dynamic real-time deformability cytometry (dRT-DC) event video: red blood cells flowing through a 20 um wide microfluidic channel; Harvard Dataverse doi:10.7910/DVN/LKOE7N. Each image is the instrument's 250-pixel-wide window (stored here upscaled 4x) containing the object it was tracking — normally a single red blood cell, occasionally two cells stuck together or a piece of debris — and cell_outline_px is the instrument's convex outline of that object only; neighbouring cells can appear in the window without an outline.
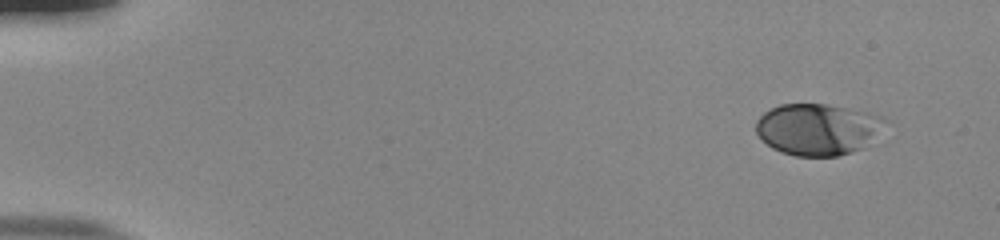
{"species": "human", "species_latin": "Homo sapiens", "temperature_condition": "room temperature", "stored_images_in_passage": 51, "camera_frame_rate_fps": 3000, "um_per_image_px": 0.085, "donor": {"sex": "male"}, "frame": {"image": 1, "passage_image": 1, "time_ms": 0.0, "image_size_px": [1000, 240], "cell_outline_px": [[892, 124], [860, 148], [852, 152], [836, 156], [796, 156], [780, 152], [772, 148], [756, 132], [756, 120], [764, 112], [780, 104], [824, 104], [884, 116]], "centroid_in_image_um": [69.54, 10.99], "position_along_channel_um": 15.5, "area_um2": 38.78}}
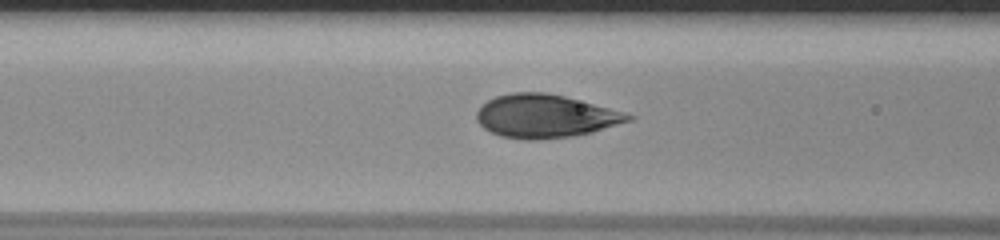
{"frame": {"image": 2, "passage_image": 20, "time_ms": 6.333, "image_size_px": [1000, 240], "cell_outline_px": [[636, 116], [632, 120], [592, 132], [572, 136], [536, 140], [524, 140], [500, 136], [484, 128], [476, 120], [476, 112], [488, 100], [496, 96], [512, 92], [544, 92], [564, 96], [624, 112]], "centroid_in_image_um": [46.33, 9.88], "position_along_channel_um": 120.3, "area_um2": 38.03}}
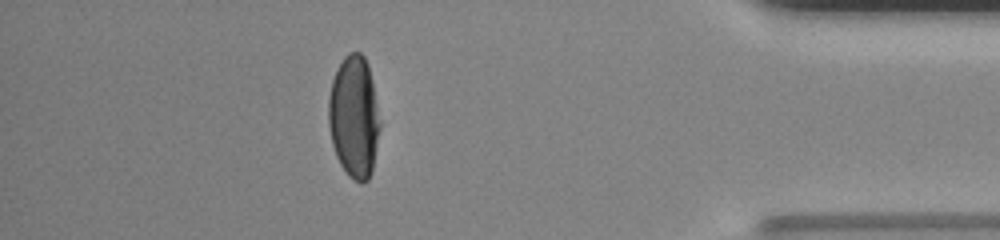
{"frame": {"image": 3, "passage_image": 45, "time_ms": 14.667, "image_size_px": [1000, 240], "cell_outline_px": [[380, 128], [372, 172], [368, 180], [356, 180], [348, 176], [340, 164], [336, 156], [332, 144], [328, 124], [328, 96], [332, 80], [344, 56], [348, 52], [360, 52], [364, 56], [368, 64], [380, 120]], "centroid_in_image_um": [30.08, 9.93], "position_along_channel_um": 405.1, "area_um2": 36.53}, "authors_computed_cell_mechanics": {"area_um2": 38.6104, "velocity_mm_per_s": 3.8424, "shape_relaxation_time_tau1_ms": 4.3491, "shape_relaxation_time_tau2_ms": null, "deformation_change_tau1": 0.1945, "deformation_change_tau2": null}}